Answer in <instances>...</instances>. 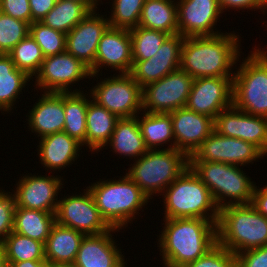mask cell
I'll list each match as a JSON object with an SVG mask.
<instances>
[{"label":"cell","instance_id":"4dcf8cb0","mask_svg":"<svg viewBox=\"0 0 267 267\" xmlns=\"http://www.w3.org/2000/svg\"><path fill=\"white\" fill-rule=\"evenodd\" d=\"M55 223V213L16 207L13 232L42 242L45 245Z\"/></svg>","mask_w":267,"mask_h":267},{"label":"cell","instance_id":"2e32d148","mask_svg":"<svg viewBox=\"0 0 267 267\" xmlns=\"http://www.w3.org/2000/svg\"><path fill=\"white\" fill-rule=\"evenodd\" d=\"M214 131L252 143L267 156V118L245 113L233 105L214 119Z\"/></svg>","mask_w":267,"mask_h":267},{"label":"cell","instance_id":"b9f144b4","mask_svg":"<svg viewBox=\"0 0 267 267\" xmlns=\"http://www.w3.org/2000/svg\"><path fill=\"white\" fill-rule=\"evenodd\" d=\"M0 12L29 25L32 23L29 0H0Z\"/></svg>","mask_w":267,"mask_h":267},{"label":"cell","instance_id":"7a4b0ae2","mask_svg":"<svg viewBox=\"0 0 267 267\" xmlns=\"http://www.w3.org/2000/svg\"><path fill=\"white\" fill-rule=\"evenodd\" d=\"M159 247L163 267H184L217 243L216 223L200 218H163Z\"/></svg>","mask_w":267,"mask_h":267},{"label":"cell","instance_id":"ac0fdd59","mask_svg":"<svg viewBox=\"0 0 267 267\" xmlns=\"http://www.w3.org/2000/svg\"><path fill=\"white\" fill-rule=\"evenodd\" d=\"M176 3L178 34L182 37L220 34L216 28L222 16L218 0H177Z\"/></svg>","mask_w":267,"mask_h":267},{"label":"cell","instance_id":"e0dca14e","mask_svg":"<svg viewBox=\"0 0 267 267\" xmlns=\"http://www.w3.org/2000/svg\"><path fill=\"white\" fill-rule=\"evenodd\" d=\"M132 66V40L129 30L109 27L99 41L90 79L97 78L100 74L102 76L104 67L112 68L116 71L115 74L118 71L119 74H129Z\"/></svg>","mask_w":267,"mask_h":267},{"label":"cell","instance_id":"484cf974","mask_svg":"<svg viewBox=\"0 0 267 267\" xmlns=\"http://www.w3.org/2000/svg\"><path fill=\"white\" fill-rule=\"evenodd\" d=\"M90 97V98H89ZM119 118L92 100L89 93L86 113V147L95 154L110 141Z\"/></svg>","mask_w":267,"mask_h":267},{"label":"cell","instance_id":"d4e9b609","mask_svg":"<svg viewBox=\"0 0 267 267\" xmlns=\"http://www.w3.org/2000/svg\"><path fill=\"white\" fill-rule=\"evenodd\" d=\"M85 234L55 223L44 245L45 260L50 266L73 264Z\"/></svg>","mask_w":267,"mask_h":267},{"label":"cell","instance_id":"52a82bcc","mask_svg":"<svg viewBox=\"0 0 267 267\" xmlns=\"http://www.w3.org/2000/svg\"><path fill=\"white\" fill-rule=\"evenodd\" d=\"M189 167L210 190L219 209L251 204L256 183L243 167L221 162H189Z\"/></svg>","mask_w":267,"mask_h":267},{"label":"cell","instance_id":"7c38bea8","mask_svg":"<svg viewBox=\"0 0 267 267\" xmlns=\"http://www.w3.org/2000/svg\"><path fill=\"white\" fill-rule=\"evenodd\" d=\"M74 194L59 199L55 212L57 224L85 235H98L112 229L101 216L87 187L82 194Z\"/></svg>","mask_w":267,"mask_h":267},{"label":"cell","instance_id":"30bf717a","mask_svg":"<svg viewBox=\"0 0 267 267\" xmlns=\"http://www.w3.org/2000/svg\"><path fill=\"white\" fill-rule=\"evenodd\" d=\"M35 78V79H34ZM91 78V71L82 61L67 51L45 57L39 71L32 78L35 88L44 92H81L72 89L80 80ZM77 82V83H76Z\"/></svg>","mask_w":267,"mask_h":267},{"label":"cell","instance_id":"ba28073f","mask_svg":"<svg viewBox=\"0 0 267 267\" xmlns=\"http://www.w3.org/2000/svg\"><path fill=\"white\" fill-rule=\"evenodd\" d=\"M254 47L241 64L237 63L240 66L233 76L232 105L245 113L267 118V49Z\"/></svg>","mask_w":267,"mask_h":267},{"label":"cell","instance_id":"7bdbcfd3","mask_svg":"<svg viewBox=\"0 0 267 267\" xmlns=\"http://www.w3.org/2000/svg\"><path fill=\"white\" fill-rule=\"evenodd\" d=\"M237 267H267V245L236 254Z\"/></svg>","mask_w":267,"mask_h":267},{"label":"cell","instance_id":"d590c367","mask_svg":"<svg viewBox=\"0 0 267 267\" xmlns=\"http://www.w3.org/2000/svg\"><path fill=\"white\" fill-rule=\"evenodd\" d=\"M132 40V60H146L154 56L170 36L166 32L137 26L129 30Z\"/></svg>","mask_w":267,"mask_h":267},{"label":"cell","instance_id":"60d3db41","mask_svg":"<svg viewBox=\"0 0 267 267\" xmlns=\"http://www.w3.org/2000/svg\"><path fill=\"white\" fill-rule=\"evenodd\" d=\"M15 208L13 193L0 189V243L13 231Z\"/></svg>","mask_w":267,"mask_h":267},{"label":"cell","instance_id":"6da1fadb","mask_svg":"<svg viewBox=\"0 0 267 267\" xmlns=\"http://www.w3.org/2000/svg\"><path fill=\"white\" fill-rule=\"evenodd\" d=\"M239 37L234 31L213 36L184 37L180 68L193 79L233 77L242 53Z\"/></svg>","mask_w":267,"mask_h":267},{"label":"cell","instance_id":"ab89813d","mask_svg":"<svg viewBox=\"0 0 267 267\" xmlns=\"http://www.w3.org/2000/svg\"><path fill=\"white\" fill-rule=\"evenodd\" d=\"M184 267H237L236 254L216 243L202 257Z\"/></svg>","mask_w":267,"mask_h":267},{"label":"cell","instance_id":"1f68e13d","mask_svg":"<svg viewBox=\"0 0 267 267\" xmlns=\"http://www.w3.org/2000/svg\"><path fill=\"white\" fill-rule=\"evenodd\" d=\"M88 95L81 92H64L65 124L63 131L86 146V113Z\"/></svg>","mask_w":267,"mask_h":267},{"label":"cell","instance_id":"c3c4849f","mask_svg":"<svg viewBox=\"0 0 267 267\" xmlns=\"http://www.w3.org/2000/svg\"><path fill=\"white\" fill-rule=\"evenodd\" d=\"M81 4H84L90 11H95L96 9H98L97 5L99 6V2L102 1L101 0H72Z\"/></svg>","mask_w":267,"mask_h":267},{"label":"cell","instance_id":"7dc6e473","mask_svg":"<svg viewBox=\"0 0 267 267\" xmlns=\"http://www.w3.org/2000/svg\"><path fill=\"white\" fill-rule=\"evenodd\" d=\"M7 264L8 267H50L46 260H26Z\"/></svg>","mask_w":267,"mask_h":267},{"label":"cell","instance_id":"681fc988","mask_svg":"<svg viewBox=\"0 0 267 267\" xmlns=\"http://www.w3.org/2000/svg\"><path fill=\"white\" fill-rule=\"evenodd\" d=\"M0 267H8L4 249L0 244Z\"/></svg>","mask_w":267,"mask_h":267},{"label":"cell","instance_id":"9a60e30c","mask_svg":"<svg viewBox=\"0 0 267 267\" xmlns=\"http://www.w3.org/2000/svg\"><path fill=\"white\" fill-rule=\"evenodd\" d=\"M233 77H201L193 81L185 107L212 119L232 106Z\"/></svg>","mask_w":267,"mask_h":267},{"label":"cell","instance_id":"277c9868","mask_svg":"<svg viewBox=\"0 0 267 267\" xmlns=\"http://www.w3.org/2000/svg\"><path fill=\"white\" fill-rule=\"evenodd\" d=\"M217 243L234 254L267 245V218L252 204L219 209Z\"/></svg>","mask_w":267,"mask_h":267},{"label":"cell","instance_id":"f6af8a7d","mask_svg":"<svg viewBox=\"0 0 267 267\" xmlns=\"http://www.w3.org/2000/svg\"><path fill=\"white\" fill-rule=\"evenodd\" d=\"M57 0H29L32 14V23L40 22L45 15L55 6Z\"/></svg>","mask_w":267,"mask_h":267},{"label":"cell","instance_id":"8fae6325","mask_svg":"<svg viewBox=\"0 0 267 267\" xmlns=\"http://www.w3.org/2000/svg\"><path fill=\"white\" fill-rule=\"evenodd\" d=\"M194 79L181 68L142 88L144 112L169 114L185 107Z\"/></svg>","mask_w":267,"mask_h":267},{"label":"cell","instance_id":"f907efd6","mask_svg":"<svg viewBox=\"0 0 267 267\" xmlns=\"http://www.w3.org/2000/svg\"><path fill=\"white\" fill-rule=\"evenodd\" d=\"M50 267H77L74 263L73 264H59V265H53Z\"/></svg>","mask_w":267,"mask_h":267},{"label":"cell","instance_id":"7402d4cb","mask_svg":"<svg viewBox=\"0 0 267 267\" xmlns=\"http://www.w3.org/2000/svg\"><path fill=\"white\" fill-rule=\"evenodd\" d=\"M119 229L98 235H85L77 252L74 264L77 267H127L122 254L112 235Z\"/></svg>","mask_w":267,"mask_h":267},{"label":"cell","instance_id":"5bb4252c","mask_svg":"<svg viewBox=\"0 0 267 267\" xmlns=\"http://www.w3.org/2000/svg\"><path fill=\"white\" fill-rule=\"evenodd\" d=\"M24 175V176H23ZM23 176V177H22ZM12 189L16 207L42 210L55 213L58 205V195L64 188V180L59 175L22 174ZM59 176V177H58Z\"/></svg>","mask_w":267,"mask_h":267},{"label":"cell","instance_id":"e575fe53","mask_svg":"<svg viewBox=\"0 0 267 267\" xmlns=\"http://www.w3.org/2000/svg\"><path fill=\"white\" fill-rule=\"evenodd\" d=\"M16 68L26 72L31 78L39 71L44 60L40 46L29 34L9 53Z\"/></svg>","mask_w":267,"mask_h":267},{"label":"cell","instance_id":"f1b7e54d","mask_svg":"<svg viewBox=\"0 0 267 267\" xmlns=\"http://www.w3.org/2000/svg\"><path fill=\"white\" fill-rule=\"evenodd\" d=\"M137 116V122L148 150L175 149L170 114L144 112ZM171 140V141H170ZM170 143V144H168ZM167 146V148L164 146Z\"/></svg>","mask_w":267,"mask_h":267},{"label":"cell","instance_id":"cb8c5ba5","mask_svg":"<svg viewBox=\"0 0 267 267\" xmlns=\"http://www.w3.org/2000/svg\"><path fill=\"white\" fill-rule=\"evenodd\" d=\"M38 140L36 152L47 172H60L61 169L69 168L81 156L83 145L64 131L46 135Z\"/></svg>","mask_w":267,"mask_h":267},{"label":"cell","instance_id":"4316f807","mask_svg":"<svg viewBox=\"0 0 267 267\" xmlns=\"http://www.w3.org/2000/svg\"><path fill=\"white\" fill-rule=\"evenodd\" d=\"M109 146L112 147L110 151L116 155L133 158L134 161L148 151L137 122V116L119 118L116 121L111 139L103 149H107Z\"/></svg>","mask_w":267,"mask_h":267},{"label":"cell","instance_id":"f546056e","mask_svg":"<svg viewBox=\"0 0 267 267\" xmlns=\"http://www.w3.org/2000/svg\"><path fill=\"white\" fill-rule=\"evenodd\" d=\"M175 1H144L138 26L166 32L169 35L178 34L177 3Z\"/></svg>","mask_w":267,"mask_h":267},{"label":"cell","instance_id":"74e56055","mask_svg":"<svg viewBox=\"0 0 267 267\" xmlns=\"http://www.w3.org/2000/svg\"><path fill=\"white\" fill-rule=\"evenodd\" d=\"M29 34L40 46L44 57L66 51V34L45 26L42 22H33Z\"/></svg>","mask_w":267,"mask_h":267},{"label":"cell","instance_id":"ffe728a7","mask_svg":"<svg viewBox=\"0 0 267 267\" xmlns=\"http://www.w3.org/2000/svg\"><path fill=\"white\" fill-rule=\"evenodd\" d=\"M96 11H90L66 34V51L82 61L90 70L94 67L99 41L110 27L107 14L100 15Z\"/></svg>","mask_w":267,"mask_h":267},{"label":"cell","instance_id":"603a6c76","mask_svg":"<svg viewBox=\"0 0 267 267\" xmlns=\"http://www.w3.org/2000/svg\"><path fill=\"white\" fill-rule=\"evenodd\" d=\"M39 96L26 116L28 131L38 138L62 132L65 124L64 92H44Z\"/></svg>","mask_w":267,"mask_h":267},{"label":"cell","instance_id":"836d02e7","mask_svg":"<svg viewBox=\"0 0 267 267\" xmlns=\"http://www.w3.org/2000/svg\"><path fill=\"white\" fill-rule=\"evenodd\" d=\"M7 263L26 260H45L44 244L16 232H11L1 243Z\"/></svg>","mask_w":267,"mask_h":267},{"label":"cell","instance_id":"8d00e7d4","mask_svg":"<svg viewBox=\"0 0 267 267\" xmlns=\"http://www.w3.org/2000/svg\"><path fill=\"white\" fill-rule=\"evenodd\" d=\"M111 15L107 18L111 28L133 29L138 26L144 0H112Z\"/></svg>","mask_w":267,"mask_h":267},{"label":"cell","instance_id":"8992f818","mask_svg":"<svg viewBox=\"0 0 267 267\" xmlns=\"http://www.w3.org/2000/svg\"><path fill=\"white\" fill-rule=\"evenodd\" d=\"M189 167V157L176 149L148 150L126 169V175L148 196L163 191ZM155 194V195H154ZM158 194V195H157ZM153 195V196H152Z\"/></svg>","mask_w":267,"mask_h":267},{"label":"cell","instance_id":"9c48e42d","mask_svg":"<svg viewBox=\"0 0 267 267\" xmlns=\"http://www.w3.org/2000/svg\"><path fill=\"white\" fill-rule=\"evenodd\" d=\"M112 74L101 79L89 91L91 98L118 118L142 113V88L130 74Z\"/></svg>","mask_w":267,"mask_h":267},{"label":"cell","instance_id":"d6986e66","mask_svg":"<svg viewBox=\"0 0 267 267\" xmlns=\"http://www.w3.org/2000/svg\"><path fill=\"white\" fill-rule=\"evenodd\" d=\"M183 41L184 37L180 34L170 35L154 56L146 60H133L129 74L143 88L179 69Z\"/></svg>","mask_w":267,"mask_h":267},{"label":"cell","instance_id":"5b68a950","mask_svg":"<svg viewBox=\"0 0 267 267\" xmlns=\"http://www.w3.org/2000/svg\"><path fill=\"white\" fill-rule=\"evenodd\" d=\"M161 195L165 210L163 218H200L217 224L219 208L210 190L190 167Z\"/></svg>","mask_w":267,"mask_h":267},{"label":"cell","instance_id":"4fadbf2b","mask_svg":"<svg viewBox=\"0 0 267 267\" xmlns=\"http://www.w3.org/2000/svg\"><path fill=\"white\" fill-rule=\"evenodd\" d=\"M263 157L265 155L252 143L213 131L189 156V162H221L245 167Z\"/></svg>","mask_w":267,"mask_h":267},{"label":"cell","instance_id":"83f0119b","mask_svg":"<svg viewBox=\"0 0 267 267\" xmlns=\"http://www.w3.org/2000/svg\"><path fill=\"white\" fill-rule=\"evenodd\" d=\"M34 81L26 72L16 68L8 54H0V111L10 114L20 99L23 88ZM17 100V101H16ZM14 106V107H13ZM3 111V112H2ZM10 112V113H9Z\"/></svg>","mask_w":267,"mask_h":267},{"label":"cell","instance_id":"bcb514c9","mask_svg":"<svg viewBox=\"0 0 267 267\" xmlns=\"http://www.w3.org/2000/svg\"><path fill=\"white\" fill-rule=\"evenodd\" d=\"M251 204L260 214L267 218V184L265 187L263 185L262 188L255 185Z\"/></svg>","mask_w":267,"mask_h":267},{"label":"cell","instance_id":"3957f363","mask_svg":"<svg viewBox=\"0 0 267 267\" xmlns=\"http://www.w3.org/2000/svg\"><path fill=\"white\" fill-rule=\"evenodd\" d=\"M87 186L101 216L111 228L128 227L149 203L148 196L125 174L117 180L100 179ZM139 213V214H138Z\"/></svg>","mask_w":267,"mask_h":267},{"label":"cell","instance_id":"f35d334b","mask_svg":"<svg viewBox=\"0 0 267 267\" xmlns=\"http://www.w3.org/2000/svg\"><path fill=\"white\" fill-rule=\"evenodd\" d=\"M29 24L0 12V54H8L29 35Z\"/></svg>","mask_w":267,"mask_h":267},{"label":"cell","instance_id":"d6a6232c","mask_svg":"<svg viewBox=\"0 0 267 267\" xmlns=\"http://www.w3.org/2000/svg\"><path fill=\"white\" fill-rule=\"evenodd\" d=\"M90 10L81 3L72 0H57L55 6L40 21L64 34L69 33Z\"/></svg>","mask_w":267,"mask_h":267},{"label":"cell","instance_id":"ee69618b","mask_svg":"<svg viewBox=\"0 0 267 267\" xmlns=\"http://www.w3.org/2000/svg\"><path fill=\"white\" fill-rule=\"evenodd\" d=\"M218 5L223 12H226L227 10H234L240 12L242 9L244 12V9L248 10L250 9L251 11L254 10L256 11L260 9L258 12H262L265 16V12L267 10V0H218ZM225 10V11H224Z\"/></svg>","mask_w":267,"mask_h":267},{"label":"cell","instance_id":"44dd1931","mask_svg":"<svg viewBox=\"0 0 267 267\" xmlns=\"http://www.w3.org/2000/svg\"><path fill=\"white\" fill-rule=\"evenodd\" d=\"M172 120L175 149L188 157L214 131V119L186 107L169 113Z\"/></svg>","mask_w":267,"mask_h":267}]
</instances>
